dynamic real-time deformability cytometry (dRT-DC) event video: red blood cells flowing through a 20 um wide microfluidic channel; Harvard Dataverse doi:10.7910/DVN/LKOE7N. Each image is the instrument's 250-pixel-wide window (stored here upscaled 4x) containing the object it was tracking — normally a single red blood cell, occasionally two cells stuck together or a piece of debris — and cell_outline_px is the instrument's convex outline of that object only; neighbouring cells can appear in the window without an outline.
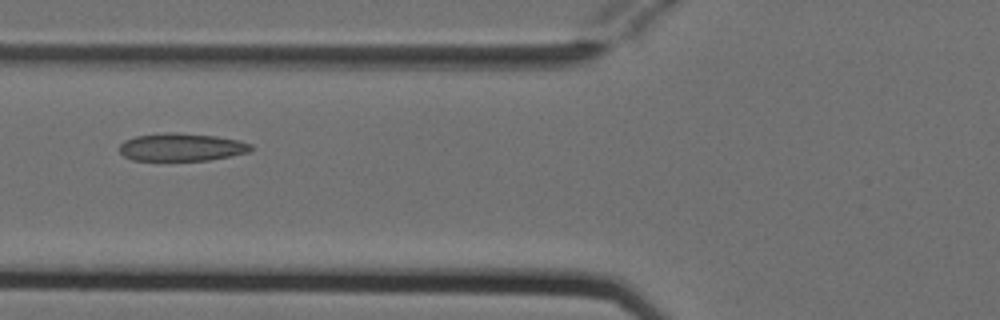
{"species": "Egyptian fruit bat (a non-hibernating species)", "species_latin": "Rousettus aegyptiacus", "temperature_condition": "cold", "stored_images_in_passage": 4, "camera_frame_rate_fps": 3000, "um_per_image_px": 0.085, "animal": {"sex": "female"}, "frame": {"image": 1, "passage_image": 2, "time_ms": 0.333, "image_size_px": [1000, 320], "cell_outline_px": [[252, 148], [248, 152], [232, 156], [208, 160], [132, 160], [124, 156], [120, 152], [120, 144], [124, 140], [136, 136], [164, 132], [176, 132], [216, 136], [240, 140], [252, 144]], "centroid_in_image_um": [15.43, 12.5], "position_along_channel_um": 110.4, "area_um2": 21.39}}
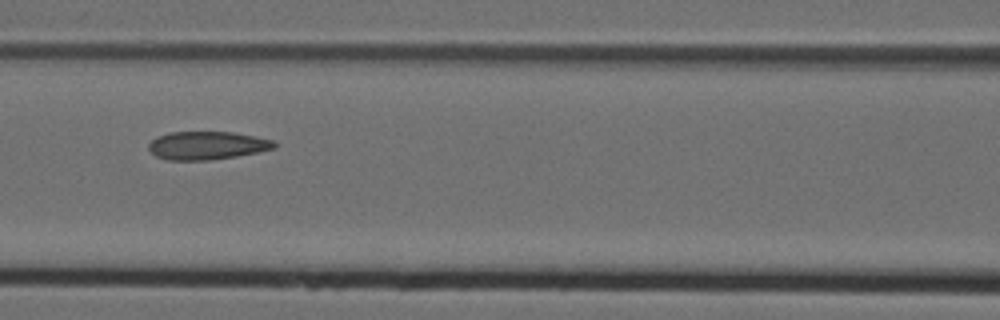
{"frame": {"image": 2, "passage_image": 3, "time_ms": 0.667, "image_size_px": [1000, 320], "cell_outline_px": [[276, 148], [236, 156], [208, 160], [168, 160], [156, 156], [148, 148], [148, 144], [156, 136], [172, 132], [232, 132], [256, 136], [272, 140], [276, 144]], "centroid_in_image_um": [17.58, 12.36], "position_along_channel_um": 149.0, "area_um2": 20.52}}
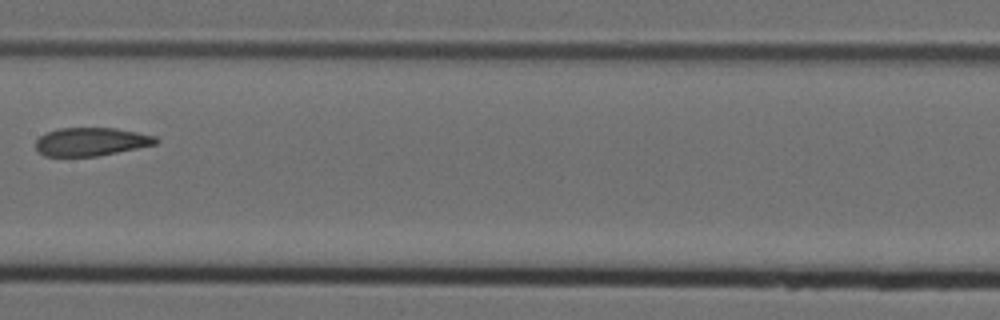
{"frame": {"image": 3, "passage_image": 4, "time_ms": 1.0, "image_size_px": [1000, 320], "cell_outline_px": [[160, 140], [156, 144], [96, 156], [44, 156], [36, 148], [36, 140], [40, 136], [48, 132], [60, 128], [116, 128], [156, 136]], "centroid_in_image_um": [7.75, 12.04], "position_along_channel_um": 199.7, "area_um2": 19.59}}